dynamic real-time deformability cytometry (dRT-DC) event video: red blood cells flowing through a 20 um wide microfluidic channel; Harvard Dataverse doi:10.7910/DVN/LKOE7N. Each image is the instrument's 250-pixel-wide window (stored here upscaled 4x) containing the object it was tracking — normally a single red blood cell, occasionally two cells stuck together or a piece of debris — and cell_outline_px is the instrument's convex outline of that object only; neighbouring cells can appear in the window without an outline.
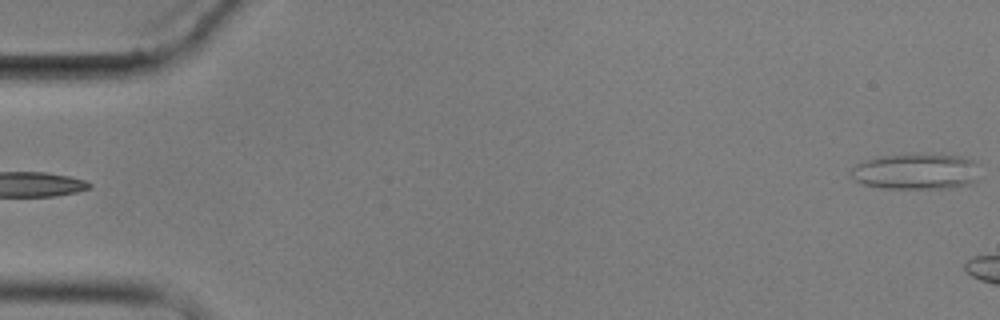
{"species": "common noctule bat (a hibernating species)", "species_latin": "Nyctalus noctula", "temperature_condition": "cold", "stored_images_in_passage": 5, "segment_of_instrument_passage": [2, 2], "camera_frame_rate_fps": 3000, "um_per_image_px": 0.085, "animal": {"sex": "male", "body_mass_g": 17.9}, "frame": {"image": 1, "passage_image": 5, "time_ms": 6.0, "image_size_px": [1000, 320], "cell_outline_px": [[976, 180], [968, 184], [952, 188], [880, 188], [864, 184], [848, 176], [848, 172], [856, 164], [876, 156], [932, 152], [960, 156], [972, 160]], "centroid_in_image_um": [77.77, 14.55], "position_along_channel_um": 7.2, "area_um2": 27.22}}